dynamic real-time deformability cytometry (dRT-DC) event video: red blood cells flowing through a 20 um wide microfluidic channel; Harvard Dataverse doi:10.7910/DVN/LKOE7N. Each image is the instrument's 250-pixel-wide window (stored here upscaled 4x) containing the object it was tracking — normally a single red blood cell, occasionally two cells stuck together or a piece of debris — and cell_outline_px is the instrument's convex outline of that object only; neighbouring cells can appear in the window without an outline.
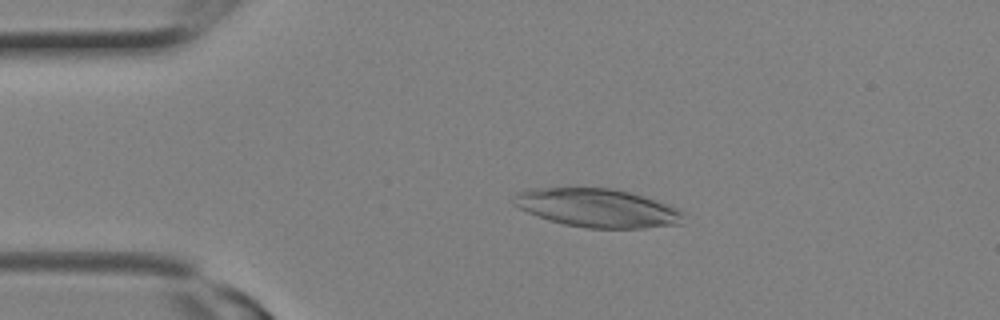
{"species": "Egyptian fruit bat (a non-hibernating species)", "species_latin": "Rousettus aegyptiacus", "temperature_condition": "room temperature", "stored_images_in_passage": 7, "camera_frame_rate_fps": 3000, "um_per_image_px": 0.085, "animal": {"sex": "female"}, "frame": {"image": 1, "passage_image": 5, "time_ms": 1.333, "image_size_px": [1000, 320], "cell_outline_px": [[684, 216], [680, 224], [644, 228], [588, 228], [564, 224], [548, 220], [536, 216], [512, 204], [512, 196], [516, 192], [528, 188], [612, 188], [644, 196], [656, 200], [676, 208], [684, 212]], "centroid_in_image_um": [50.73, 17.67], "position_along_channel_um": 34.3, "area_um2": 38.21}}